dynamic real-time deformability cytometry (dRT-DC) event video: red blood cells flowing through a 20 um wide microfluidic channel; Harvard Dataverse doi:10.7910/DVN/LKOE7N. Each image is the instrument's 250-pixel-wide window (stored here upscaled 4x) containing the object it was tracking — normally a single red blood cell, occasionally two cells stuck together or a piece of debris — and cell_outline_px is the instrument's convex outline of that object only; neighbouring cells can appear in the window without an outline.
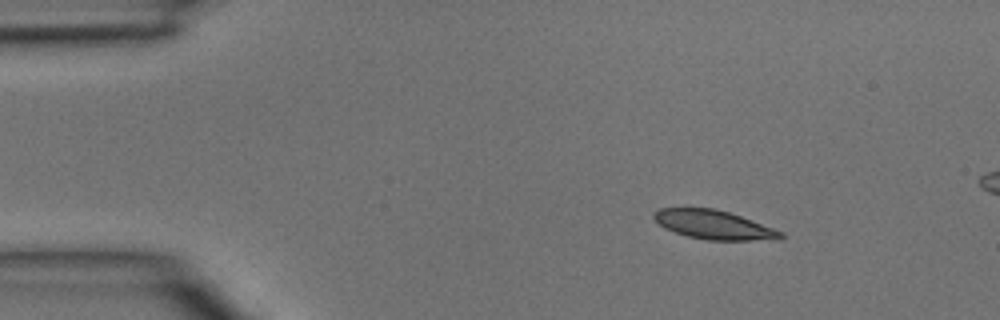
{"species": "common noctule bat (a hibernating species)", "species_latin": "Nyctalus noctula", "temperature_condition": "room temperature", "stored_images_in_passage": 4, "camera_frame_rate_fps": 3000, "um_per_image_px": 0.085, "animal": {"sex": "male", "body_mass_g": 15.6}, "frame": {"image": 1, "passage_image": 1, "time_ms": 0.0, "image_size_px": [1000, 320], "cell_outline_px": [[784, 236], [780, 240], [708, 240], [688, 236], [664, 228], [652, 216], [652, 212], [660, 208], [716, 208], [740, 216], [784, 232]], "centroid_in_image_um": [60.69, 19.11], "position_along_channel_um": 24.3, "area_um2": 21.33}}
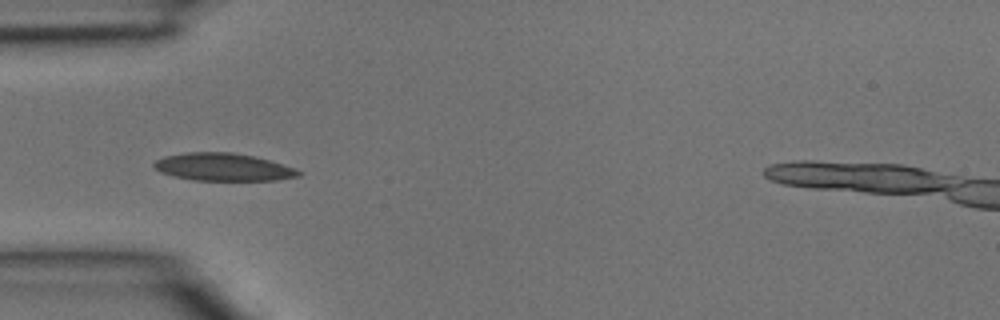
{"frame": {"image": 2, "passage_image": 3, "time_ms": 0.667, "image_size_px": [1000, 320], "cell_outline_px": [[304, 172], [300, 176], [276, 180], [192, 180], [172, 176], [160, 172], [152, 168], [152, 164], [156, 160], [164, 156], [184, 152], [232, 152], [252, 156], [268, 160]], "centroid_in_image_um": [18.89, 14.2], "position_along_channel_um": 66.1, "area_um2": 23.29}}